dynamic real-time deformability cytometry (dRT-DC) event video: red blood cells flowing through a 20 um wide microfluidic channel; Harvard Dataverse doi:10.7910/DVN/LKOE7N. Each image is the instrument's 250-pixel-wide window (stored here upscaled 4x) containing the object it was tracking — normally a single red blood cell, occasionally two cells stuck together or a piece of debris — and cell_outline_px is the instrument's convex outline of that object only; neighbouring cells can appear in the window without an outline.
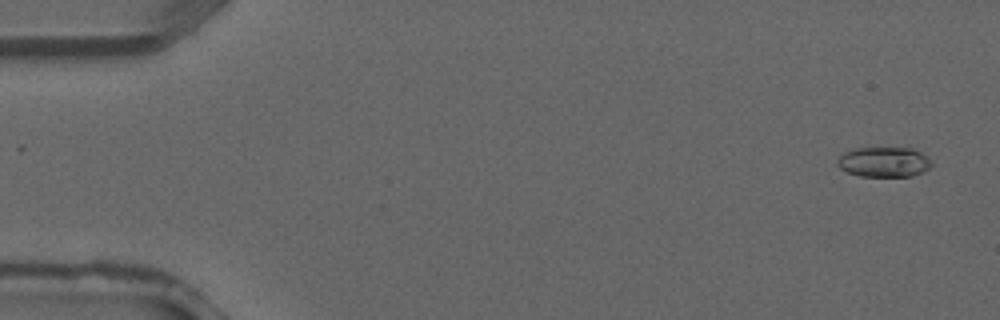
{"species": "common noctule bat (a hibernating species)", "species_latin": "Nyctalus noctula", "temperature_condition": "warm", "stored_images_in_passage": 39, "camera_frame_rate_fps": 3000, "um_per_image_px": 0.085, "animal": {"sex": "male", "forearm_length_mm": 52.5}, "frame": {"image": 1, "passage_image": 2, "time_ms": 0.333, "image_size_px": [1000, 320], "cell_outline_px": [[932, 164], [924, 172], [912, 176], [860, 176], [848, 172], [840, 168], [836, 164], [836, 160], [844, 152], [852, 148], [912, 148], [928, 156]], "centroid_in_image_um": [75.12, 13.76], "position_along_channel_um": 9.9, "area_um2": 16.59}}
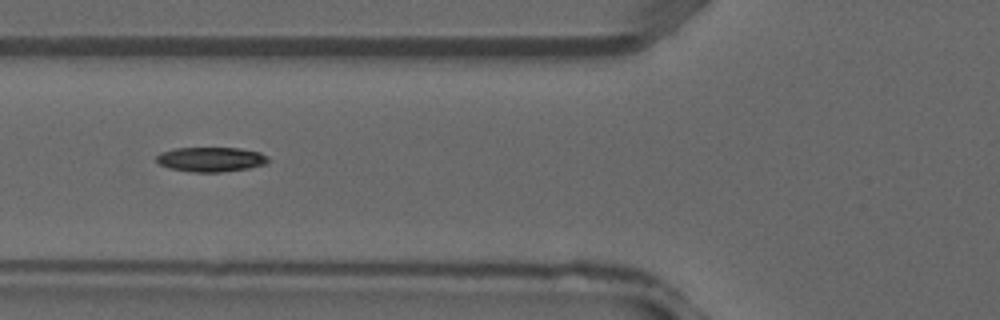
{"frame": {"image": 2, "passage_image": 15, "time_ms": 4.667, "image_size_px": [1000, 320], "cell_outline_px": [[268, 164], [248, 168], [224, 172], [192, 172], [168, 168], [160, 164], [156, 160], [156, 156], [160, 152], [172, 148], [240, 148], [260, 152], [268, 156]], "centroid_in_image_um": [17.93, 13.54], "position_along_channel_um": 107.9, "area_um2": 16.24}}
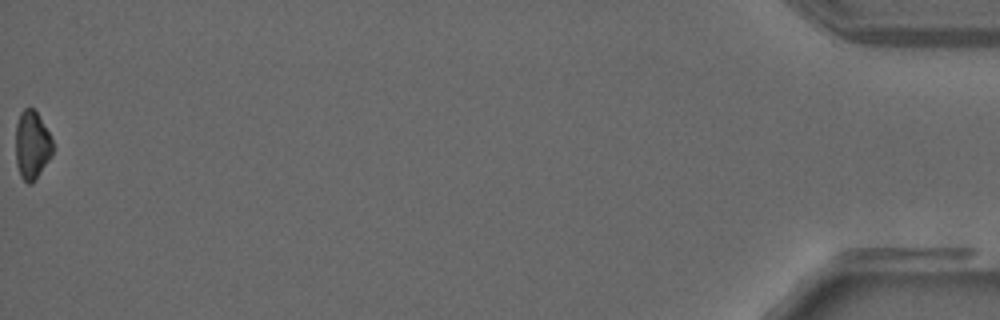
{"frame": {"image": 3, "passage_image": 39, "time_ms": 12.667, "image_size_px": [1000, 320], "cell_outline_px": [[52, 156], [32, 184], [28, 184], [20, 176], [16, 164], [16, 124], [20, 112], [24, 108], [32, 108], [36, 112], [48, 132], [52, 140]], "centroid_in_image_um": [2.7, 12.36], "position_along_channel_um": 432.5, "area_um2": 14.68}}